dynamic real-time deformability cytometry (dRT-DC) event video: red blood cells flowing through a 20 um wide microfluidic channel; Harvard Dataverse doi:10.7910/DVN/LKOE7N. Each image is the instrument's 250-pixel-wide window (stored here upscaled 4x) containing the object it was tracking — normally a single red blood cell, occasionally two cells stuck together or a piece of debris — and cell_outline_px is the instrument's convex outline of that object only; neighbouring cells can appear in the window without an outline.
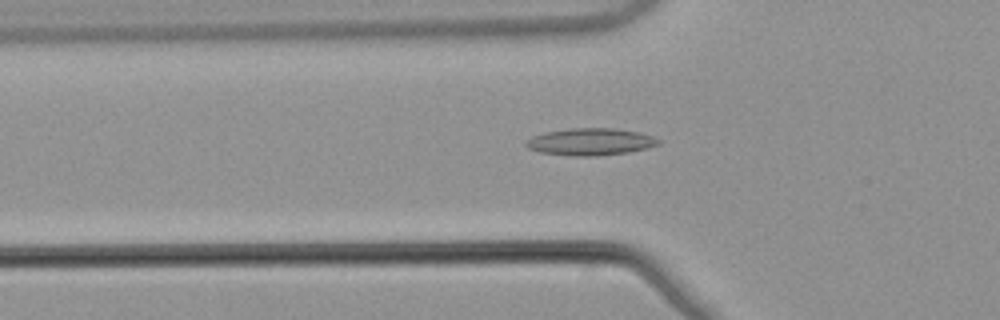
{"species": "common noctule bat (a hibernating species)", "species_latin": "Nyctalus noctula", "temperature_condition": "warm", "stored_images_in_passage": 53, "camera_frame_rate_fps": 3000, "um_per_image_px": 0.085, "animal": {"sex": "male", "body_mass_g": 21.5, "forearm_length_mm": 52.0}, "frame": {"image": 1, "passage_image": 18, "time_ms": 5.667, "image_size_px": [1000, 320], "cell_outline_px": [[660, 144], [628, 152], [596, 156], [572, 156], [540, 152], [528, 148], [524, 144], [532, 136], [544, 132], [568, 128], [612, 128], [636, 132], [652, 136], [660, 140]], "centroid_in_image_um": [50.14, 12.05], "position_along_channel_um": 75.7, "area_um2": 20.75}}
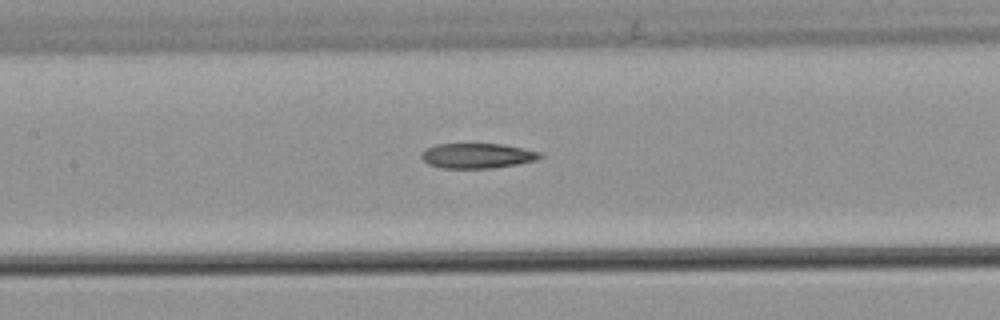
{"frame": {"image": 2, "passage_image": 25, "time_ms": 8.0, "image_size_px": [1000, 320], "cell_outline_px": [[544, 156], [536, 160], [516, 164], [492, 168], [440, 168], [428, 164], [420, 156], [420, 152], [424, 148], [436, 144], [504, 144], [524, 148], [540, 152]], "centroid_in_image_um": [40.54, 13.23], "position_along_channel_um": 166.9, "area_um2": 17.46}}
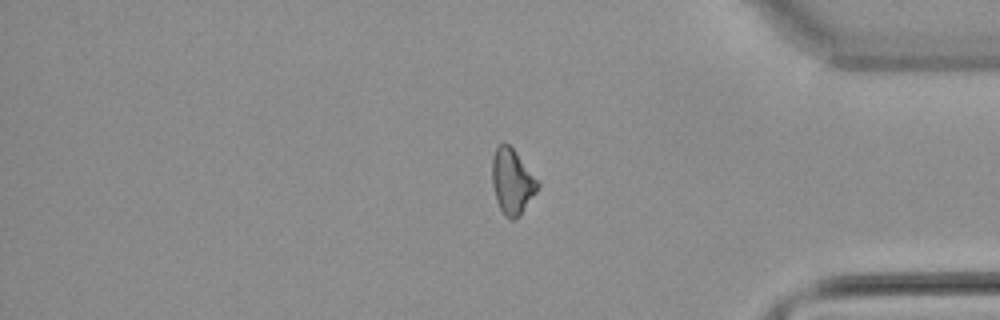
{"frame": {"image": 3, "passage_image": 44, "time_ms": 14.333, "image_size_px": [1000, 320], "cell_outline_px": [[540, 184], [536, 192], [520, 216], [512, 220], [508, 220], [504, 216], [496, 200], [492, 184], [492, 160], [496, 148], [500, 144], [508, 144], [512, 148], [540, 180]], "centroid_in_image_um": [43.55, 15.46], "position_along_channel_um": 391.7, "area_um2": 17.46}, "authors_computed_cell_mechanics": {"area_um2": 18.207, "velocity_mm_per_s": 3.8846, "shape_relaxation_time_tau1_ms": null, "shape_relaxation_time_tau2_ms": 10.8095, "deformation_change_tau1": null, "deformation_change_tau2": 0.2541}}